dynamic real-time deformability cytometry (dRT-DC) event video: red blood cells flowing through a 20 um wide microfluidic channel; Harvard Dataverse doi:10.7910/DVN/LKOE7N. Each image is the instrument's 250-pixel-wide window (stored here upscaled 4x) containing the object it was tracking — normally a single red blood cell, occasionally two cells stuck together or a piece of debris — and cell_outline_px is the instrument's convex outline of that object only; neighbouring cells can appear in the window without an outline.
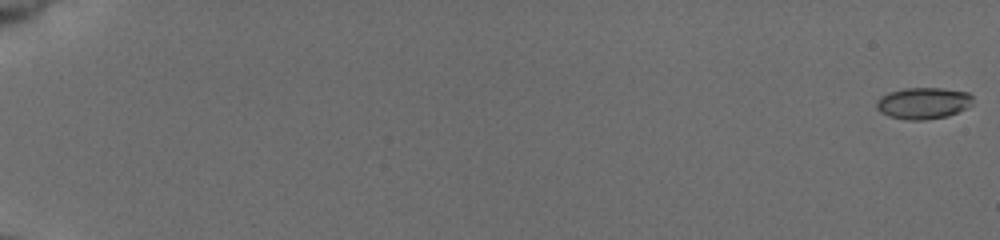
{"species": "common noctule bat (a hibernating species)", "species_latin": "Nyctalus noctula", "temperature_condition": "cold", "stored_images_in_passage": 54, "camera_frame_rate_fps": 3000, "um_per_image_px": 0.085, "animal": {"sex": "female", "body_mass_g": 19.5, "forearm_length_mm": 54.1}, "frame": {"image": 1, "passage_image": 1, "time_ms": 0.0, "image_size_px": [1000, 240], "cell_outline_px": [[972, 104], [968, 108], [948, 116], [924, 120], [904, 120], [888, 116], [880, 112], [876, 108], [876, 100], [880, 96], [888, 92], [904, 88], [940, 88], [968, 92], [972, 96]], "centroid_in_image_um": [78.45, 8.77], "position_along_channel_um": 6.5, "area_um2": 17.98}}
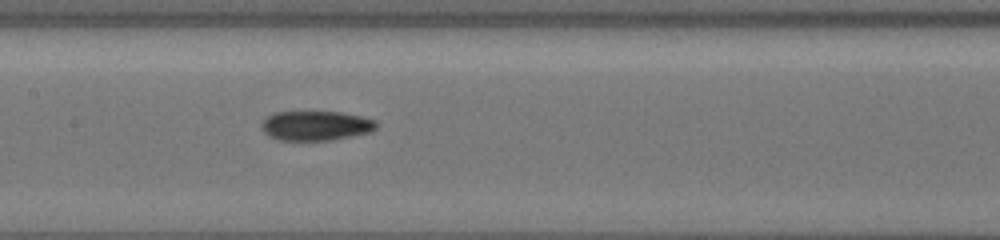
{"frame": {"image": 2, "passage_image": 31, "time_ms": 10.0, "image_size_px": [1000, 240], "cell_outline_px": [[376, 128], [368, 132], [352, 136], [332, 140], [280, 140], [268, 136], [264, 132], [260, 124], [272, 112], [340, 112], [360, 116], [376, 120]], "centroid_in_image_um": [26.81, 10.68], "position_along_channel_um": 180.6, "area_um2": 19.71}}
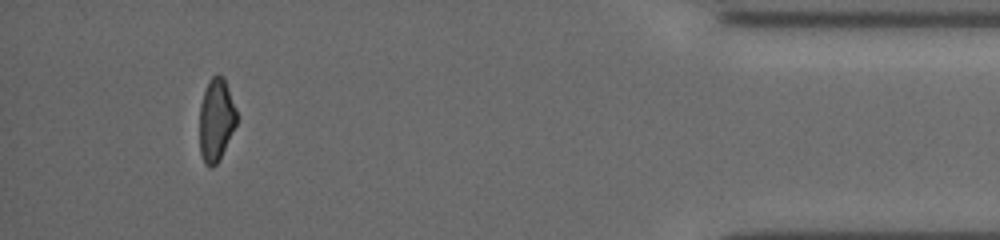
{"frame": {"image": 3, "passage_image": 53, "time_ms": 17.333, "image_size_px": [1000, 240], "cell_outline_px": [[236, 124], [220, 160], [212, 168], [208, 168], [204, 164], [200, 152], [200, 104], [204, 92], [212, 76], [216, 72], [224, 76], [236, 108]], "centroid_in_image_um": [18.37, 10.2], "position_along_channel_um": 416.8, "area_um2": 18.03}, "authors_computed_cell_mechanics": {"area_um2": 19.1029, "velocity_mm_per_s": 3.8972, "shape_relaxation_time_tau1_ms": null, "shape_relaxation_time_tau2_ms": 5.6163, "deformation_change_tau1": null, "deformation_change_tau2": 0.1085}}